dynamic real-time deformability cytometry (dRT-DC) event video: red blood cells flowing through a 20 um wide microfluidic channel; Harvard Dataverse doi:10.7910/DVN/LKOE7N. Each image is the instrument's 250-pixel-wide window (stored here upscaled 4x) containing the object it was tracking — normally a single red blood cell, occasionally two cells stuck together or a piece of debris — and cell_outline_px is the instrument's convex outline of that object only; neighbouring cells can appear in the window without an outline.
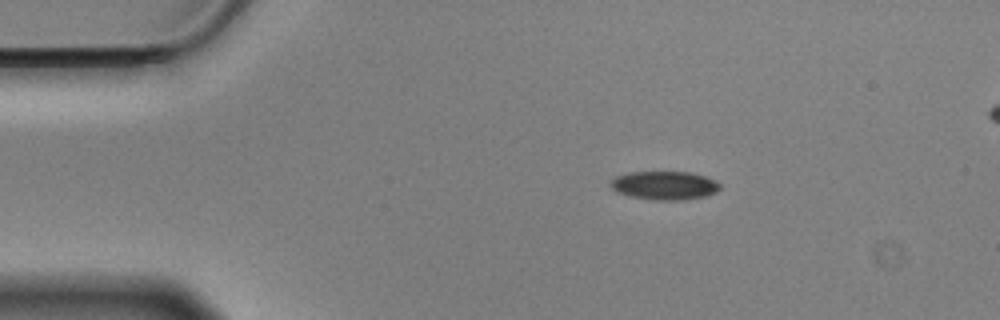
{"species": "Egyptian fruit bat (a non-hibernating species)", "species_latin": "Rousettus aegyptiacus", "temperature_condition": "cold", "stored_images_in_passage": 49, "camera_frame_rate_fps": 3000, "um_per_image_px": 0.085, "animal": {"sex": "male"}, "frame": {"image": 1, "passage_image": 1, "time_ms": 0.0, "image_size_px": [1000, 320], "cell_outline_px": [[720, 188], [716, 192], [708, 196], [684, 200], [652, 200], [628, 196], [616, 192], [608, 184], [616, 176], [628, 172], [692, 172], [716, 180], [720, 184]], "centroid_in_image_um": [56.48, 15.77], "position_along_channel_um": 28.5, "area_um2": 18.5}}
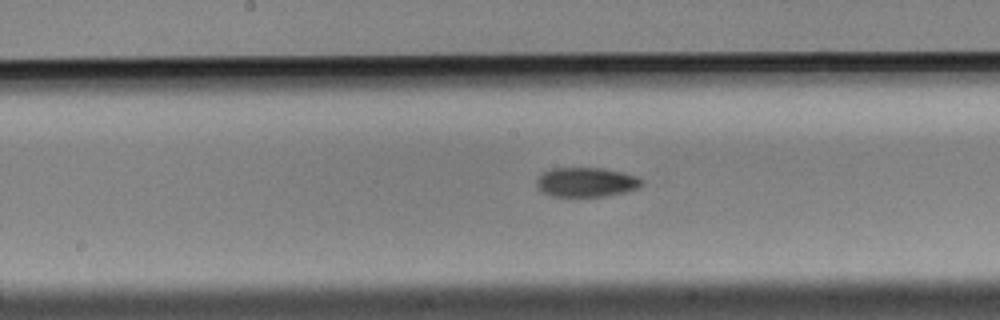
{"frame": {"image": 2, "passage_image": 20, "time_ms": 6.333, "image_size_px": [1000, 320], "cell_outline_px": [[644, 184], [640, 188], [624, 192], [604, 196], [552, 196], [544, 192], [536, 184], [536, 180], [544, 172], [552, 168], [604, 168], [624, 172], [636, 176]], "centroid_in_image_um": [49.87, 15.47], "position_along_channel_um": 198.3, "area_um2": 17.92}}
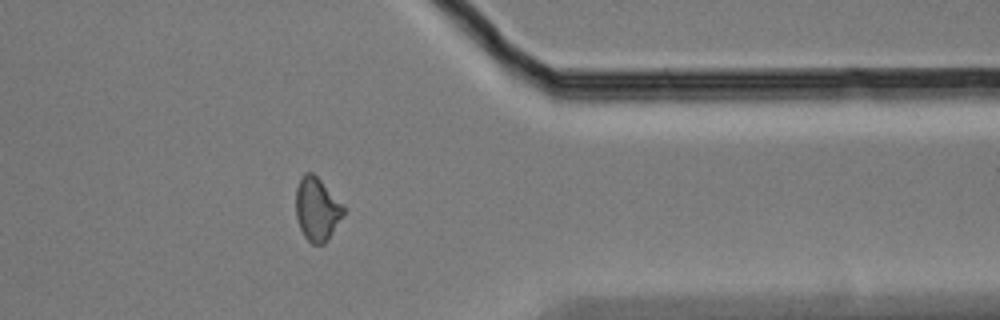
{"frame": {"image": 3, "passage_image": 37, "time_ms": 12.0, "image_size_px": [1000, 320], "cell_outline_px": [[344, 216], [328, 240], [324, 244], [312, 244], [304, 236], [300, 228], [296, 216], [296, 188], [304, 172], [312, 172], [344, 204]], "centroid_in_image_um": [26.96, 17.79], "position_along_channel_um": 384.4, "area_um2": 17.69}}